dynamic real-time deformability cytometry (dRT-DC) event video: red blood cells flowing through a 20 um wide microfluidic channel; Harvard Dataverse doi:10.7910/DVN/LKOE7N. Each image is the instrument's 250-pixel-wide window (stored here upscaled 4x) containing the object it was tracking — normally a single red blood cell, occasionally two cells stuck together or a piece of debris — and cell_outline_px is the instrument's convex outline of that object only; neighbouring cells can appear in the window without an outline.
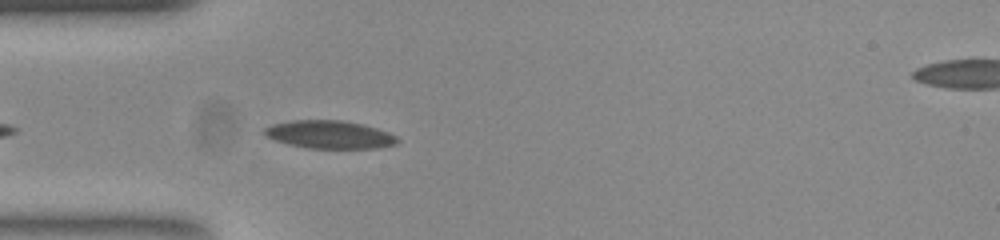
{"species": "common noctule bat (a hibernating species)", "species_latin": "Nyctalus noctula", "temperature_condition": "room temperature", "stored_images_in_passage": 36, "camera_frame_rate_fps": 3000, "um_per_image_px": 0.085, "animal": {"sex": "female", "body_mass_g": 23.0, "forearm_length_mm": 53.4}, "frame": {"image": 1, "passage_image": 4, "time_ms": 1.0, "image_size_px": [1000, 240], "cell_outline_px": [[400, 140], [396, 144], [376, 148], [308, 148], [288, 144], [276, 140], [260, 132], [264, 128], [272, 124], [292, 120], [340, 120], [364, 124], [388, 132], [396, 136]], "centroid_in_image_um": [28.01, 11.43], "position_along_channel_um": 57.0, "area_um2": 21.68}}
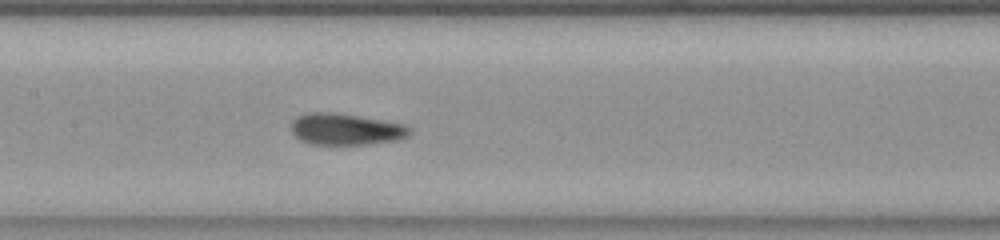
{"frame": {"image": 2, "passage_image": 14, "time_ms": 4.333, "image_size_px": [1000, 240], "cell_outline_px": [[412, 132], [408, 136], [396, 140], [368, 144], [312, 144], [300, 140], [292, 132], [292, 120], [296, 116], [308, 112], [332, 112], [404, 124], [412, 128]], "centroid_in_image_um": [29.38, 10.98], "position_along_channel_um": 178.0, "area_um2": 21.62}}
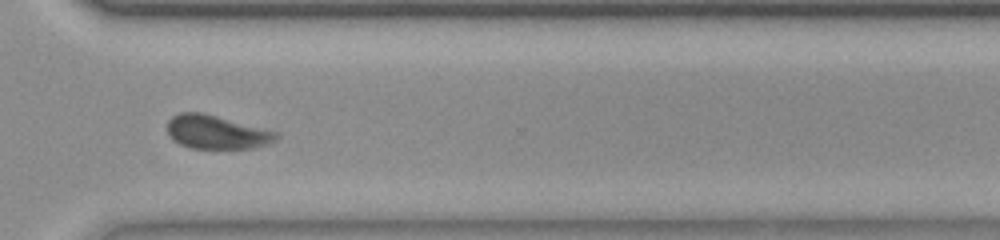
{"frame": {"image": 3, "passage_image": 28, "time_ms": 9.0, "image_size_px": [1000, 240], "cell_outline_px": [[280, 136], [264, 144], [252, 148], [192, 148], [180, 144], [168, 132], [168, 120], [172, 116], [180, 112], [200, 112], [276, 132]], "centroid_in_image_um": [18.35, 11.22], "position_along_channel_um": 352.2, "area_um2": 20.58}, "authors_computed_cell_mechanics": {"area_um2": 21.3571, "velocity_mm_per_s": 3.737, "shape_relaxation_time_tau1_ms": 3.8682, "shape_relaxation_time_tau2_ms": 1.3275, "deformation_change_tau1": 0.1156, "deformation_change_tau2": 0.0604}}